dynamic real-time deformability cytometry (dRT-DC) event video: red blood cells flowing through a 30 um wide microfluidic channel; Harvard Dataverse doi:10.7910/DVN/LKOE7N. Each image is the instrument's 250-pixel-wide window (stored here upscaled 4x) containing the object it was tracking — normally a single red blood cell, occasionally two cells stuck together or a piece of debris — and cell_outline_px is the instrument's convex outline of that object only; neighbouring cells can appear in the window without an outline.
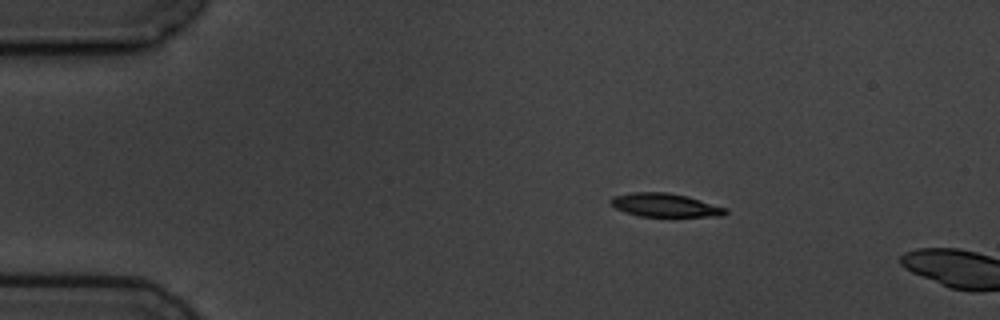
{"species": "common noctule bat (a hibernating species)", "species_latin": "Nyctalus noctula", "temperature_condition": "cold", "stored_images_in_passage": 2, "camera_frame_rate_fps": 3000, "um_per_image_px": 0.085, "animal": {"sex": "male", "body_mass_g": 19.5, "forearm_length_mm": 54.6}, "frame": {"image": 1, "passage_image": 1, "time_ms": 0.0, "image_size_px": [1000, 320], "cell_outline_px": [[728, 212], [724, 216], [640, 216], [624, 212], [616, 208], [608, 200], [612, 196], [632, 192], [668, 192], [688, 196], [728, 208]], "centroid_in_image_um": [56.54, 17.43], "position_along_channel_um": 28.5, "area_um2": 15.84}}